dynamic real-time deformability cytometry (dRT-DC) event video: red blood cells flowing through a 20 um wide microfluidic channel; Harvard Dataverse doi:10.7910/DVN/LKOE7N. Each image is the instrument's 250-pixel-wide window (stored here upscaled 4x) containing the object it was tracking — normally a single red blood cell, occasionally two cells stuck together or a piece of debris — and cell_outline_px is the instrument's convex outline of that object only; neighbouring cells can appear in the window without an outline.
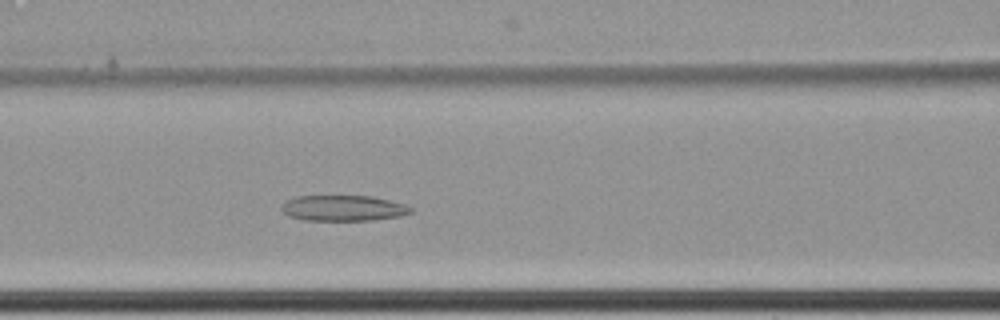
{"species": "common noctule bat (a hibernating species)", "species_latin": "Nyctalus noctula", "temperature_condition": "cold", "stored_images_in_passage": 49, "camera_frame_rate_fps": 3000, "um_per_image_px": 0.085, "animal": {"sex": "female", "body_mass_g": 22.7, "forearm_length_mm": 54.2}, "frame": {"image": 1, "passage_image": 15, "time_ms": 4.667, "image_size_px": [1000, 320], "cell_outline_px": [[412, 212], [400, 216], [372, 220], [304, 220], [288, 216], [280, 208], [280, 204], [296, 196], [372, 196], [404, 204], [412, 208]], "centroid_in_image_um": [29.14, 17.69], "position_along_channel_um": 137.5, "area_um2": 19.31}}
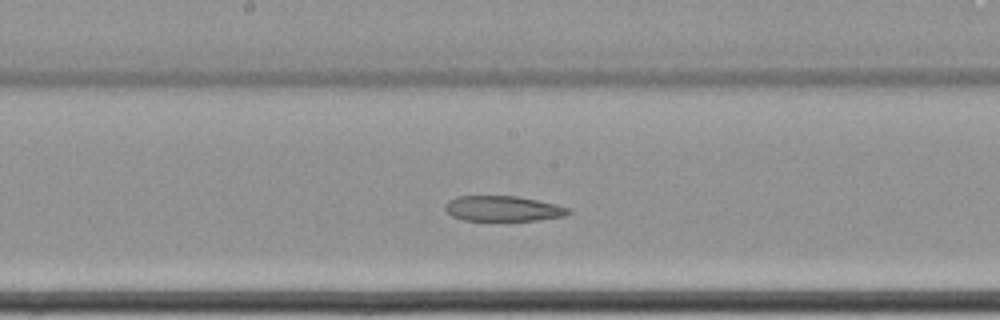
{"frame": {"image": 2, "passage_image": 21, "time_ms": 6.667, "image_size_px": [1000, 320], "cell_outline_px": [[572, 212], [564, 216], [536, 220], [464, 220], [452, 216], [444, 208], [444, 204], [448, 200], [456, 196], [516, 196], [556, 204], [568, 208]], "centroid_in_image_um": [42.72, 17.72], "position_along_channel_um": 205.5, "area_um2": 18.09}}
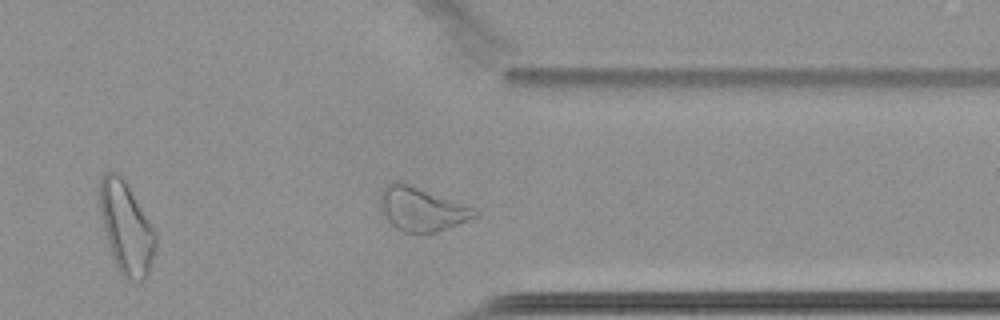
{"frame": {"image": 3, "passage_image": 36, "time_ms": 11.667, "image_size_px": [1000, 320], "cell_outline_px": [[480, 216], [436, 232], [424, 236], [420, 236], [404, 232], [396, 228], [388, 220], [380, 208], [380, 196], [384, 188], [392, 180], [400, 180], [472, 208], [480, 212]], "centroid_in_image_um": [35.82, 17.8], "position_along_channel_um": 375.6, "area_um2": 24.33}}